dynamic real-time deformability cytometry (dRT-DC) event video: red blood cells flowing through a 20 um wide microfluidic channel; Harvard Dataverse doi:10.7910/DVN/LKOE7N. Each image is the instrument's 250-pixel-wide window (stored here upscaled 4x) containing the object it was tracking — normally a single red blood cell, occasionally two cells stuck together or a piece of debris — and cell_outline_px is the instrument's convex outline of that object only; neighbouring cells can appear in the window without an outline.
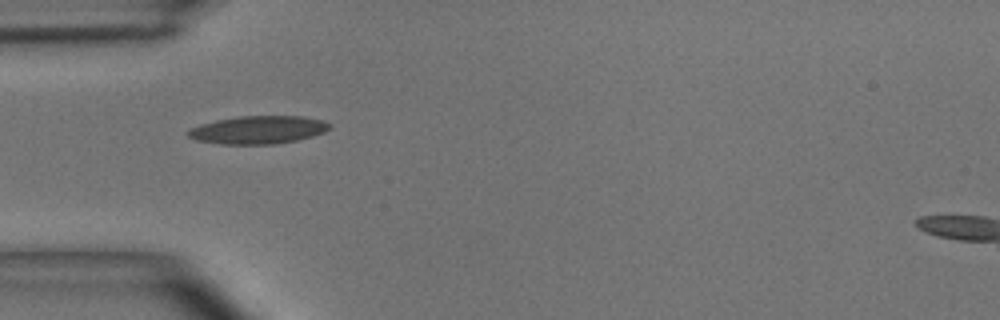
{"species": "common noctule bat (a hibernating species)", "species_latin": "Nyctalus noctula", "temperature_condition": "room temperature", "stored_images_in_passage": 6, "camera_frame_rate_fps": 3000, "um_per_image_px": 0.085, "animal": {"sex": "male", "body_mass_g": 15.6}, "frame": {"image": 1, "passage_image": 4, "time_ms": 1.0, "image_size_px": [1000, 320], "cell_outline_px": [[332, 128], [324, 132], [312, 136], [296, 140], [276, 144], [220, 144], [196, 140], [188, 136], [184, 132], [188, 128], [200, 124], [216, 120], [240, 116], [304, 116], [324, 120], [332, 124]], "centroid_in_image_um": [21.94, 11.03], "position_along_channel_um": 63.1, "area_um2": 23.35}}
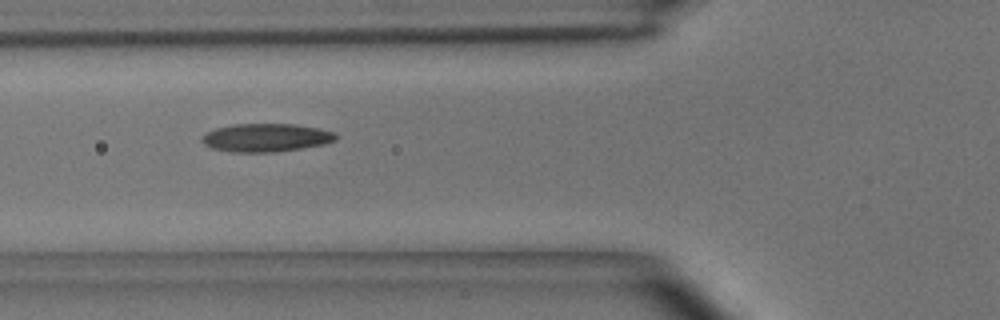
{"frame": {"image": 2, "passage_image": 5, "time_ms": 1.333, "image_size_px": [1000, 320], "cell_outline_px": [[336, 140], [324, 144], [276, 152], [232, 152], [212, 148], [204, 144], [200, 140], [208, 132], [216, 128], [232, 124], [296, 124], [316, 128], [332, 132], [336, 136]], "centroid_in_image_um": [22.58, 11.7], "position_along_channel_um": 103.2, "area_um2": 21.79}}